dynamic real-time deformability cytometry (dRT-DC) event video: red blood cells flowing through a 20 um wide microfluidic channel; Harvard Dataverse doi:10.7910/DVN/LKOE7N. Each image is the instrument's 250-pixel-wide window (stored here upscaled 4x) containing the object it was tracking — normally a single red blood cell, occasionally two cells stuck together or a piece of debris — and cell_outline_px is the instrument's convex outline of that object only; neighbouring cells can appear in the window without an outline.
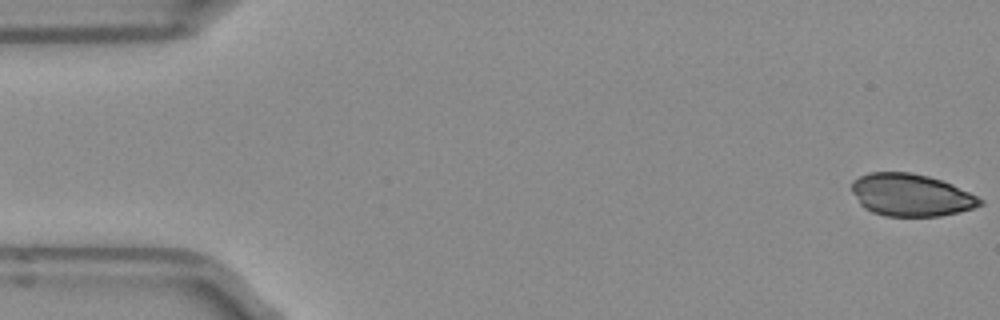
{"species": "Egyptian fruit bat (a non-hibernating species)", "species_latin": "Rousettus aegyptiacus", "temperature_condition": "room temperature", "stored_images_in_passage": 51, "camera_frame_rate_fps": 3000, "um_per_image_px": 0.085, "frame": {"image": 1, "passage_image": 1, "time_ms": 0.0, "image_size_px": [1000, 320], "cell_outline_px": [[984, 204], [960, 212], [940, 216], [884, 216], [872, 212], [864, 208], [860, 204], [852, 192], [852, 180], [868, 172], [908, 172], [928, 176], [952, 184], [984, 200]], "centroid_in_image_um": [77.41, 16.58], "position_along_channel_um": 7.6, "area_um2": 31.67}}
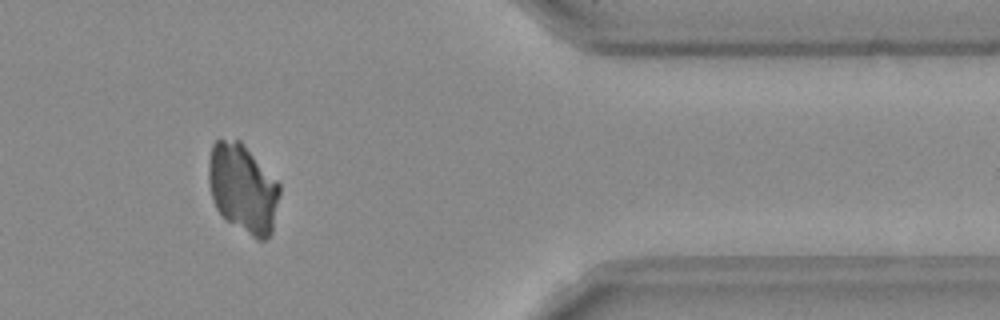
{"frame": {"image": 2, "passage_image": 42, "time_ms": 13.667, "image_size_px": [1000, 320], "cell_outline_px": [[280, 192], [272, 232], [264, 240], [256, 240], [224, 220], [216, 208], [212, 200], [208, 184], [208, 160], [212, 144], [216, 140], [240, 140], [280, 184]], "centroid_in_image_um": [20.62, 16.04], "position_along_channel_um": 390.8, "area_um2": 37.17}}
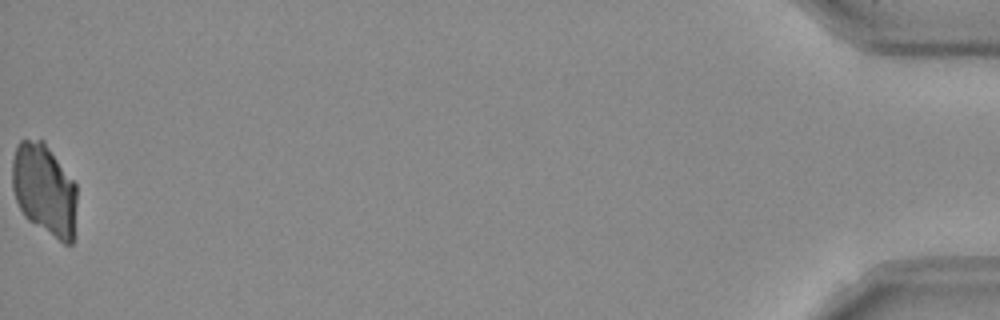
{"frame": {"image": 3, "passage_image": 51, "time_ms": 16.667, "image_size_px": [1000, 320], "cell_outline_px": [[76, 204], [72, 244], [64, 244], [28, 220], [24, 216], [16, 200], [12, 188], [12, 160], [16, 144], [20, 140], [44, 140], [76, 184]], "centroid_in_image_um": [3.75, 16.1], "position_along_channel_um": 431.4, "area_um2": 34.62}}